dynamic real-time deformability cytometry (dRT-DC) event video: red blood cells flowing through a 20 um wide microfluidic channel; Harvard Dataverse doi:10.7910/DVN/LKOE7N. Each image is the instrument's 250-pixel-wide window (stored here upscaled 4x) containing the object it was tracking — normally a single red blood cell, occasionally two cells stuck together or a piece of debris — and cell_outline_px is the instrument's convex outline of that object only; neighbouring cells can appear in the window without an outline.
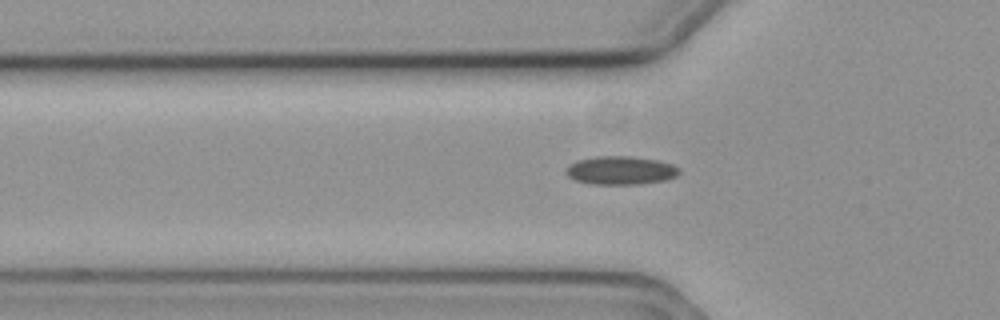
{"species": "common noctule bat (a hibernating species)", "species_latin": "Nyctalus noctula", "temperature_condition": "cold", "stored_images_in_passage": 56, "camera_frame_rate_fps": 3000, "um_per_image_px": 0.085, "animal": {"sex": "female", "body_mass_g": 19.3, "forearm_length_mm": 54.1}, "frame": {"image": 1, "passage_image": 18, "time_ms": 5.667, "image_size_px": [1000, 320], "cell_outline_px": [[680, 172], [676, 176], [664, 180], [640, 184], [592, 184], [576, 180], [568, 176], [564, 172], [576, 160], [596, 156], [628, 156], [656, 160], [672, 164], [680, 168]], "centroid_in_image_um": [52.76, 14.48], "position_along_channel_um": 73.0, "area_um2": 18.61}}
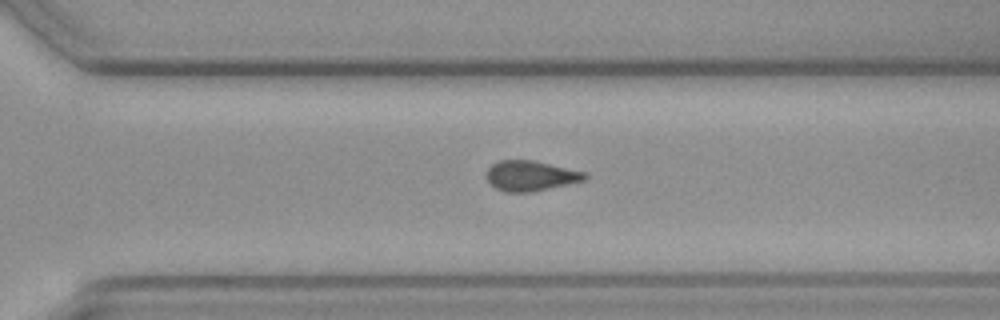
{"frame": {"image": 2, "passage_image": 39, "time_ms": 12.667, "image_size_px": [1000, 320], "cell_outline_px": [[588, 176], [584, 180], [548, 188], [528, 192], [504, 192], [496, 188], [484, 176], [488, 168], [492, 164], [500, 160], [532, 160], [584, 172]], "centroid_in_image_um": [45.04, 14.94], "position_along_channel_um": 325.6, "area_um2": 16.99}}
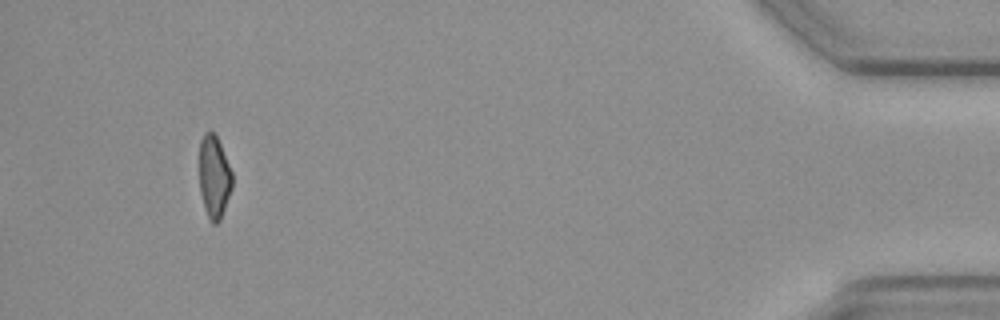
{"frame": {"image": 3, "passage_image": 53, "time_ms": 17.333, "image_size_px": [1000, 320], "cell_outline_px": [[232, 188], [220, 220], [216, 224], [212, 224], [208, 220], [204, 208], [200, 192], [200, 140], [204, 132], [212, 132], [216, 136], [220, 144], [232, 172]], "centroid_in_image_um": [18.19, 15.08], "position_along_channel_um": 417.0, "area_um2": 15.78}}